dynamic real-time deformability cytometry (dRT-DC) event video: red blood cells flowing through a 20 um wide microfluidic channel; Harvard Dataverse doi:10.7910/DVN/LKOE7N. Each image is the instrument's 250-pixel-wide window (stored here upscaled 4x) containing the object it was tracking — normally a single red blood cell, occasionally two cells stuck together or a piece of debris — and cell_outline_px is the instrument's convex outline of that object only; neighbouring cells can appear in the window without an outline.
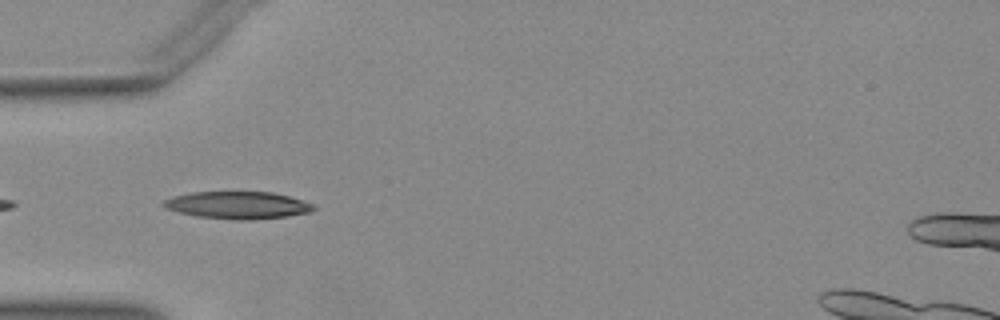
{"species": "Egyptian fruit bat (a non-hibernating species)", "species_latin": "Rousettus aegyptiacus", "temperature_condition": "warm", "stored_images_in_passage": 9, "camera_frame_rate_fps": 3000, "um_per_image_px": 0.085, "animal": {"sex": "female"}, "frame": {"image": 1, "passage_image": 2, "time_ms": 0.333, "image_size_px": [1000, 320], "cell_outline_px": [[316, 208], [308, 212], [288, 216], [252, 220], [236, 220], [200, 216], [180, 212], [164, 208], [160, 204], [164, 200], [172, 196], [192, 192], [272, 192], [288, 196], [312, 204]], "centroid_in_image_um": [20.16, 17.43], "position_along_channel_um": 64.8, "area_um2": 23.7}}